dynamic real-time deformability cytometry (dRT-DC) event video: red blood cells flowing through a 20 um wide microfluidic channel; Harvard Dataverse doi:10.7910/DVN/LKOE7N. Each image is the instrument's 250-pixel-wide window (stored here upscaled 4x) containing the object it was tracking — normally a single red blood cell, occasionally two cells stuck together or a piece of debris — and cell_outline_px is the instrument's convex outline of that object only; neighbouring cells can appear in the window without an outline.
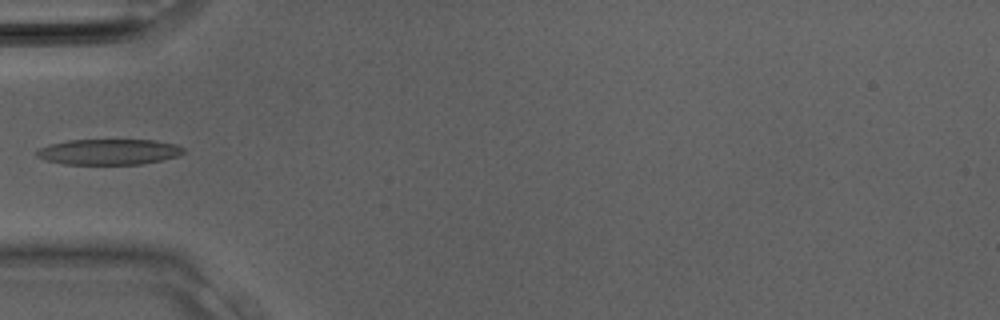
{"species": "Egyptian fruit bat (a non-hibernating species)", "species_latin": "Rousettus aegyptiacus", "temperature_condition": "room temperature", "stored_images_in_passage": 10, "camera_frame_rate_fps": 3000, "um_per_image_px": 0.085, "animal": {"sex": "male"}, "frame": {"image": 1, "passage_image": 9, "time_ms": 2.667, "image_size_px": [1000, 320], "cell_outline_px": [[184, 152], [176, 156], [160, 160], [140, 164], [64, 164], [44, 160], [36, 156], [36, 148], [48, 144], [68, 140], [156, 140], [176, 144], [184, 148]], "centroid_in_image_um": [9.19, 12.9], "position_along_channel_um": 75.8, "area_um2": 22.02}}